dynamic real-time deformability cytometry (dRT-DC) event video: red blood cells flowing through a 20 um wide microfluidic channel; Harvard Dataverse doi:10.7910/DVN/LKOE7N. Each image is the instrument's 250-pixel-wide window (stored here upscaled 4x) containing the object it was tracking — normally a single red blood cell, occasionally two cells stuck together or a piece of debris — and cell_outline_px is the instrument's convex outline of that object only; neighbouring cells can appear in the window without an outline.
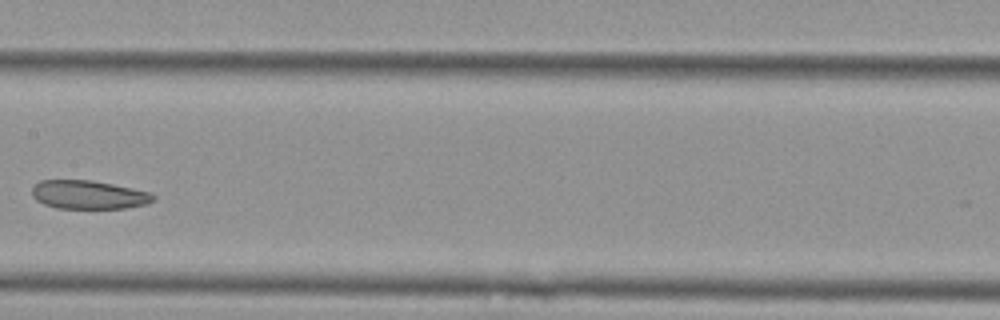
{"species": "Egyptian fruit bat (a non-hibernating species)", "species_latin": "Rousettus aegyptiacus", "temperature_condition": "cold", "stored_images_in_passage": 9, "camera_frame_rate_fps": 3000, "um_per_image_px": 0.085, "animal": {"sex": "female"}, "frame": {"image": 1, "passage_image": 6, "time_ms": 1.667, "image_size_px": [1000, 320], "cell_outline_px": [[156, 200], [148, 204], [124, 208], [56, 208], [44, 204], [36, 200], [32, 196], [32, 188], [40, 180], [92, 180], [152, 192], [156, 196]], "centroid_in_image_um": [7.57, 16.55], "position_along_channel_um": 199.8, "area_um2": 20.35}}
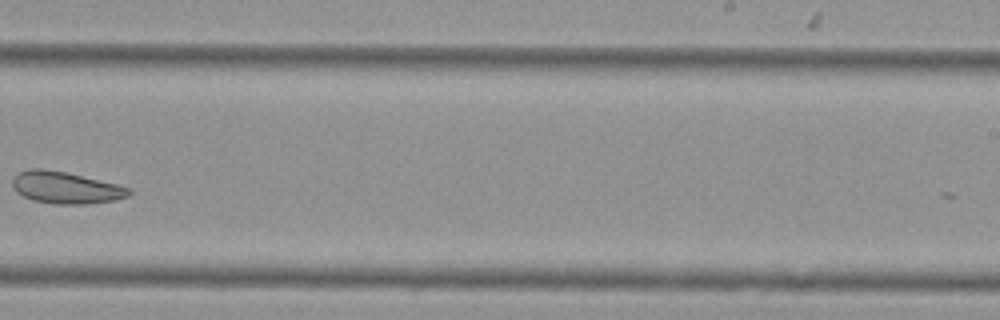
{"frame": {"image": 2, "passage_image": 8, "time_ms": 2.333, "image_size_px": [1000, 320], "cell_outline_px": [[132, 192], [128, 196], [116, 200], [88, 204], [56, 204], [32, 200], [16, 192], [12, 184], [12, 180], [20, 172], [32, 168], [40, 168], [64, 172], [116, 184], [132, 188]], "centroid_in_image_um": [5.61, 15.96], "position_along_channel_um": 283.4, "area_um2": 21.44}}
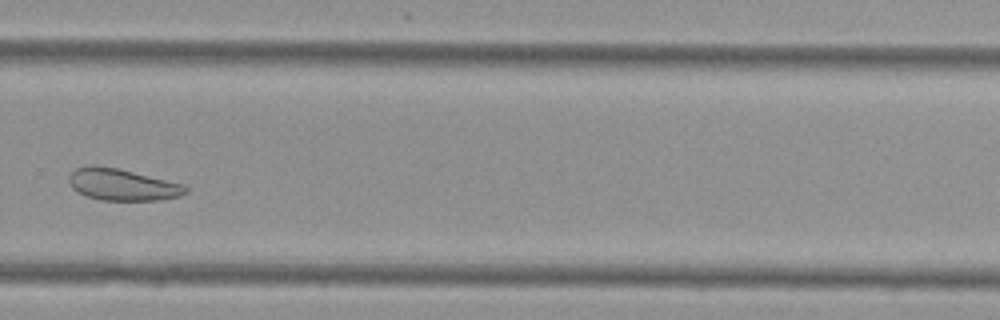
{"frame": {"image": 3, "passage_image": 9, "time_ms": 2.667, "image_size_px": [1000, 320], "cell_outline_px": [[188, 192], [180, 196], [160, 200], [100, 200], [84, 196], [72, 188], [68, 180], [68, 176], [76, 168], [88, 164], [92, 164], [116, 168], [184, 184], [188, 188]], "centroid_in_image_um": [10.37, 15.69], "position_along_channel_um": 319.4, "area_um2": 21.68}}